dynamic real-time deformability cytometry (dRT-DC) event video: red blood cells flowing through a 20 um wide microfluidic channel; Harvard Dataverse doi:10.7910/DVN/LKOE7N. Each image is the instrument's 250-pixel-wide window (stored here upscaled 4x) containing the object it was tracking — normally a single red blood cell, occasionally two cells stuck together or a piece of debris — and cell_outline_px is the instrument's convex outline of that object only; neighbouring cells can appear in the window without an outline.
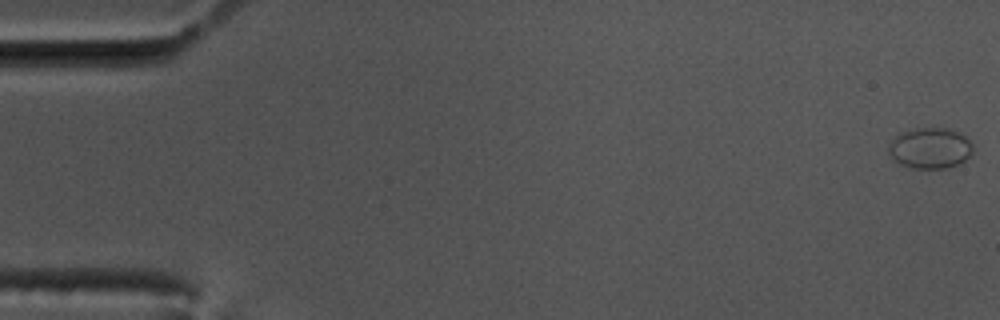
{"species": "common noctule bat (a hibernating species)", "species_latin": "Nyctalus noctula", "temperature_condition": "cold", "stored_images_in_passage": 58, "camera_frame_rate_fps": 3000, "um_per_image_px": 0.085, "animal": {"sex": "male", "body_mass_g": 17.5, "forearm_length_mm": 52.3}, "frame": {"image": 1, "passage_image": 1, "time_ms": 0.0, "image_size_px": [1000, 320], "cell_outline_px": [[972, 152], [960, 164], [944, 168], [912, 168], [900, 164], [888, 152], [888, 144], [900, 132], [912, 128], [936, 124], [960, 132], [968, 136], [972, 144]], "centroid_in_image_um": [79.08, 12.52], "position_along_channel_um": 5.9, "area_um2": 20.75}}
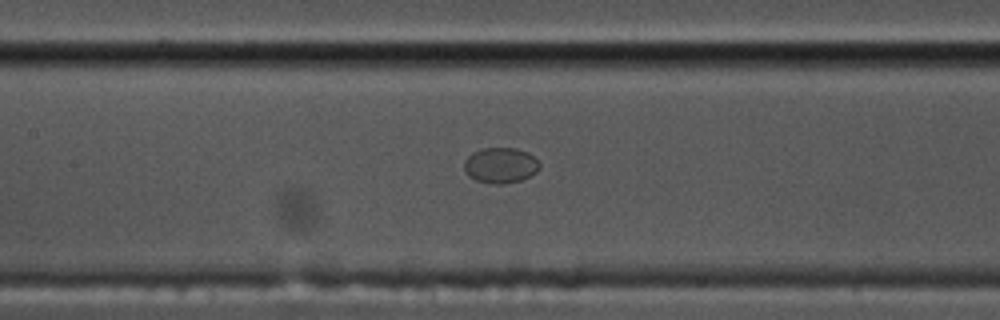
{"frame": {"image": 2, "passage_image": 27, "time_ms": 8.667, "image_size_px": [1000, 320], "cell_outline_px": [[540, 168], [536, 172], [520, 180], [504, 184], [492, 184], [476, 180], [468, 176], [464, 168], [464, 160], [472, 152], [480, 148], [516, 148], [528, 152], [540, 164]], "centroid_in_image_um": [42.52, 14.04], "position_along_channel_um": 164.9, "area_um2": 15.66}}
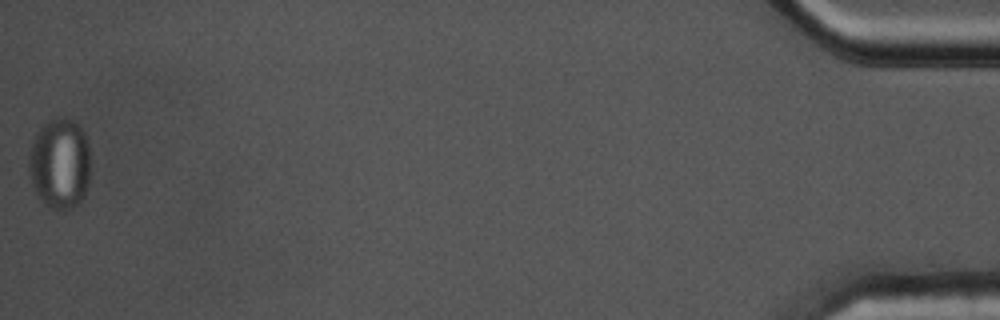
{"frame": {"image": 3, "passage_image": 58, "time_ms": 19.0, "image_size_px": [1000, 320], "cell_outline_px": [[88, 188], [80, 204], [64, 212], [48, 208], [36, 196], [32, 184], [28, 168], [28, 156], [36, 132], [48, 120], [56, 116], [64, 116], [72, 120], [84, 132], [88, 144]], "centroid_in_image_um": [5.06, 13.95], "position_along_channel_um": 430.1, "area_um2": 33.23}}